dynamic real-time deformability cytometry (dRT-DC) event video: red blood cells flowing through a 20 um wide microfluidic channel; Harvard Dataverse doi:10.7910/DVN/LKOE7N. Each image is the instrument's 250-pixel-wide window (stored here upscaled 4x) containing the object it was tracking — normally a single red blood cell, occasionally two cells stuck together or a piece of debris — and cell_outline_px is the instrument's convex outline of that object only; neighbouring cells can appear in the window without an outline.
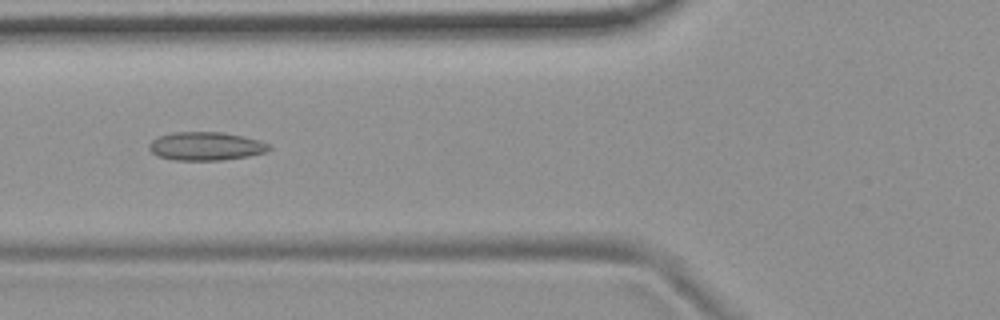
{"species": "common noctule bat (a hibernating species)", "species_latin": "Nyctalus noctula", "temperature_condition": "room temperature", "stored_images_in_passage": 6, "camera_frame_rate_fps": 3000, "um_per_image_px": 0.085, "animal": {"sex": "female", "body_mass_g": 19.9}, "frame": {"image": 1, "passage_image": 6, "time_ms": 1.667, "image_size_px": [1000, 320], "cell_outline_px": [[272, 148], [268, 152], [248, 156], [224, 160], [172, 160], [156, 156], [148, 148], [148, 144], [152, 140], [160, 136], [172, 132], [224, 132], [260, 140], [272, 144]], "centroid_in_image_um": [17.53, 12.43], "position_along_channel_um": 108.3, "area_um2": 20.17}}